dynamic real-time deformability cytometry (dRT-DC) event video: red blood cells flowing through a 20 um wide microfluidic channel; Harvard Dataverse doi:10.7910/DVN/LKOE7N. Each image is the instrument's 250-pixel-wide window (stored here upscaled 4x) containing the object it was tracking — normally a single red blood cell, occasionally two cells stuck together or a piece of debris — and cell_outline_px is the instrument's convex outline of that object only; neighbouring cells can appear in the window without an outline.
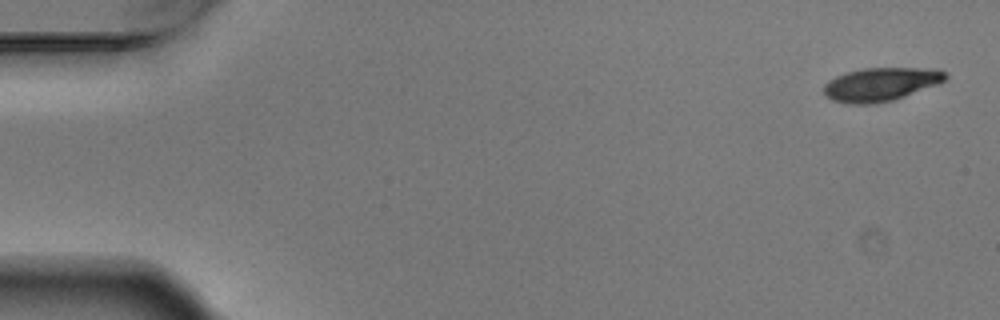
{"species": "Egyptian fruit bat (a non-hibernating species)", "species_latin": "Rousettus aegyptiacus", "temperature_condition": "warm", "stored_images_in_passage": 5, "camera_frame_rate_fps": 3000, "um_per_image_px": 0.085, "animal": {"sex": "male"}, "frame": {"image": 1, "passage_image": 1, "time_ms": 0.0, "image_size_px": [1000, 320], "cell_outline_px": [[948, 76], [940, 84], [892, 100], [872, 104], [848, 104], [832, 100], [824, 92], [824, 84], [828, 80], [836, 76], [848, 72], [864, 68], [940, 68]], "centroid_in_image_um": [74.89, 7.16], "position_along_channel_um": 10.1, "area_um2": 23.76}}
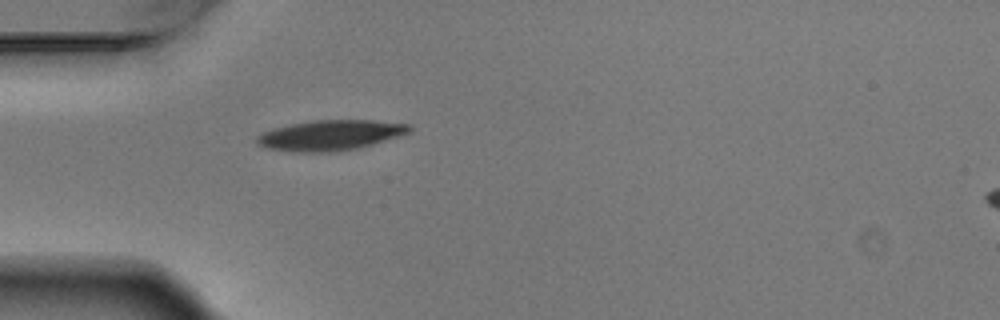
{"frame": {"image": 2, "passage_image": 5, "time_ms": 1.333, "image_size_px": [1000, 320], "cell_outline_px": [[412, 128], [408, 132], [400, 136], [372, 144], [356, 148], [332, 152], [292, 152], [268, 148], [260, 144], [256, 140], [256, 136], [264, 132], [276, 128], [292, 124], [312, 120], [372, 120], [408, 124]], "centroid_in_image_um": [28.09, 11.49], "position_along_channel_um": 56.9, "area_um2": 26.59}}